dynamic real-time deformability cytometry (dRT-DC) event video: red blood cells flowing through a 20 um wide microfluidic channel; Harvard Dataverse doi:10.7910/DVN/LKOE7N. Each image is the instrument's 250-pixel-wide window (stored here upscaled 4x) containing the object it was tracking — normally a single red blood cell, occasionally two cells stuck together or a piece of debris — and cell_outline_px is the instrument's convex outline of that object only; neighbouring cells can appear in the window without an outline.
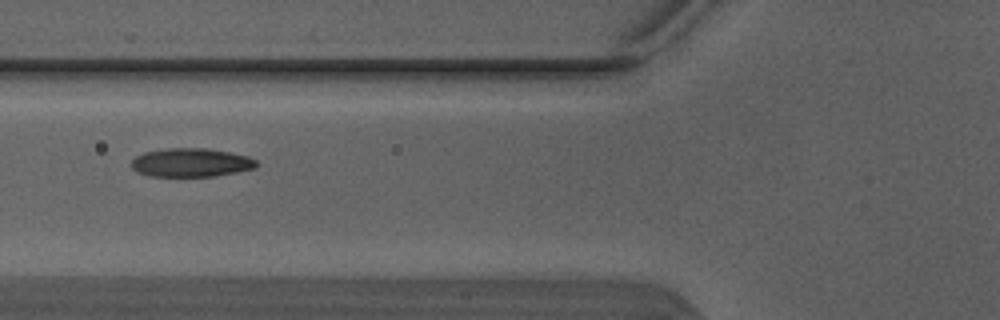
{"species": "Egyptian fruit bat (a non-hibernating species)", "species_latin": "Rousettus aegyptiacus", "temperature_condition": "warm", "stored_images_in_passage": 2, "camera_frame_rate_fps": 3000, "um_per_image_px": 0.085, "animal": {"sex": "male"}, "frame": {"image": 1, "passage_image": 2, "time_ms": 0.333, "image_size_px": [1000, 320], "cell_outline_px": [[256, 168], [216, 176], [148, 176], [136, 172], [132, 168], [132, 160], [136, 156], [144, 152], [168, 148], [208, 148], [248, 156], [256, 160]], "centroid_in_image_um": [16.22, 13.82], "position_along_channel_um": 109.6, "area_um2": 20.87}}